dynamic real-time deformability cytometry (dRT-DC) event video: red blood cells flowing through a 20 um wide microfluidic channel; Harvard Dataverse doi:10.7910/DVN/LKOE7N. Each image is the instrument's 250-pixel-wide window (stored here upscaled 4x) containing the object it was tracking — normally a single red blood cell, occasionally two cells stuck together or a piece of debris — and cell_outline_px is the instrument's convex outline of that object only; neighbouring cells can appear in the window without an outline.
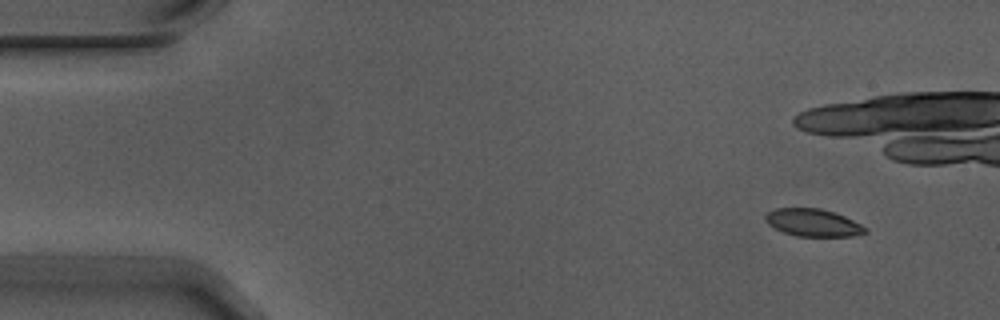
{"species": "Egyptian fruit bat (a non-hibernating species)", "species_latin": "Rousettus aegyptiacus", "temperature_condition": "warm", "stored_images_in_passage": 6, "camera_frame_rate_fps": 3000, "um_per_image_px": 0.085, "animal": {"sex": "male"}, "frame": {"image": 1, "passage_image": 1, "time_ms": 0.0, "image_size_px": [1000, 320], "cell_outline_px": [[868, 232], [852, 236], [796, 236], [784, 232], [768, 224], [764, 220], [764, 216], [768, 212], [776, 208], [820, 208], [844, 216], [868, 228]], "centroid_in_image_um": [69.1, 18.93], "position_along_channel_um": 15.9, "area_um2": 15.9}}